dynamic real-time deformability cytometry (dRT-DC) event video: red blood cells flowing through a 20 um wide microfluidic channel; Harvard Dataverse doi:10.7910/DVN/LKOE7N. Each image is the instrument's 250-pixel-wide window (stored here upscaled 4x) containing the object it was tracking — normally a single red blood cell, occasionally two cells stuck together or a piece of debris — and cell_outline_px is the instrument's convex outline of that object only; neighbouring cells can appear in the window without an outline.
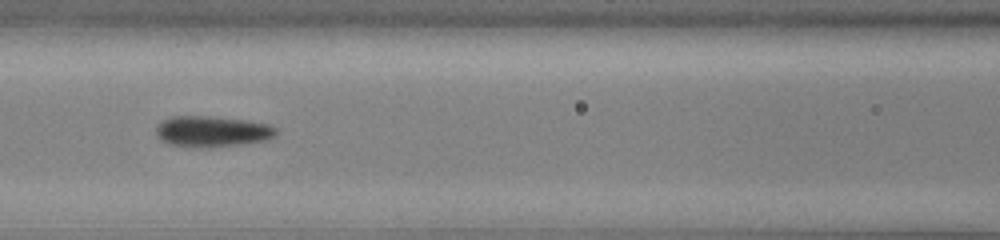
{"species": "common noctule bat (a hibernating species)", "species_latin": "Nyctalus noctula", "temperature_condition": "cold", "stored_images_in_passage": 19, "camera_frame_rate_fps": 3000, "um_per_image_px": 0.085, "animal": {"sex": "male", "body_mass_g": 13.0, "forearm_length_mm": 53.1}, "frame": {"image": 1, "passage_image": 11, "time_ms": 3.333, "image_size_px": [1000, 240], "cell_outline_px": [[276, 132], [272, 136], [264, 140], [236, 144], [200, 148], [192, 148], [168, 144], [160, 140], [156, 132], [156, 128], [164, 120], [172, 116], [208, 116], [248, 120], [268, 124], [276, 128]], "centroid_in_image_um": [17.97, 11.17], "position_along_channel_um": 148.6, "area_um2": 21.39}}
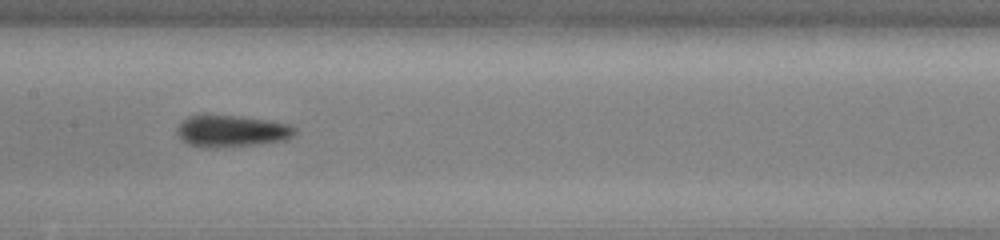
{"frame": {"image": 2, "passage_image": 14, "time_ms": 4.333, "image_size_px": [1000, 240], "cell_outline_px": [[296, 132], [288, 140], [260, 144], [216, 148], [200, 148], [188, 144], [180, 140], [176, 132], [176, 128], [188, 116], [240, 116], [268, 120], [288, 124], [296, 128]], "centroid_in_image_um": [19.68, 11.17], "position_along_channel_um": 187.7, "area_um2": 21.96}}